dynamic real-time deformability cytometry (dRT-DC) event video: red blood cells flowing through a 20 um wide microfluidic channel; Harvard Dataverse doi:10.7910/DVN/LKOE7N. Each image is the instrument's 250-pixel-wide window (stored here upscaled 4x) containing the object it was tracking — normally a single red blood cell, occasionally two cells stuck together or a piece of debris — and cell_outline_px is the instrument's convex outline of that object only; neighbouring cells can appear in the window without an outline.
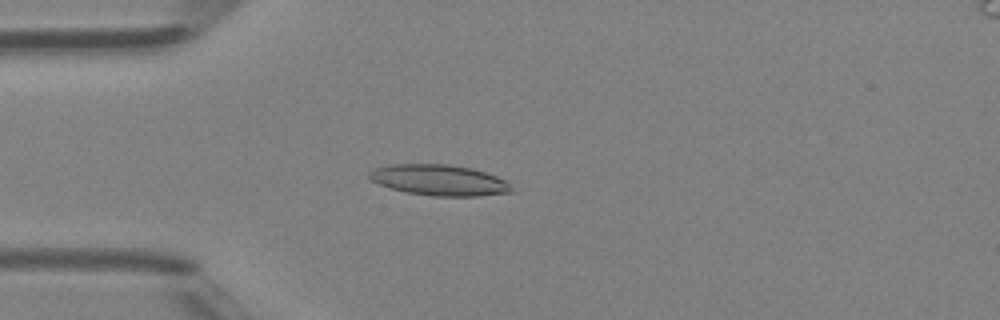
{"species": "Egyptian fruit bat (a non-hibernating species)", "species_latin": "Rousettus aegyptiacus", "temperature_condition": "room temperature", "stored_images_in_passage": 41, "camera_frame_rate_fps": 3000, "um_per_image_px": 0.085, "animal": {"sex": "female"}, "frame": {"image": 1, "passage_image": 6, "time_ms": 1.667, "image_size_px": [1000, 320], "cell_outline_px": [[512, 192], [480, 196], [432, 196], [404, 192], [368, 180], [368, 172], [376, 168], [388, 164], [448, 164], [472, 168], [496, 176], [504, 180], [508, 184]], "centroid_in_image_um": [37.28, 15.31], "position_along_channel_um": 47.7, "area_um2": 25.55}}
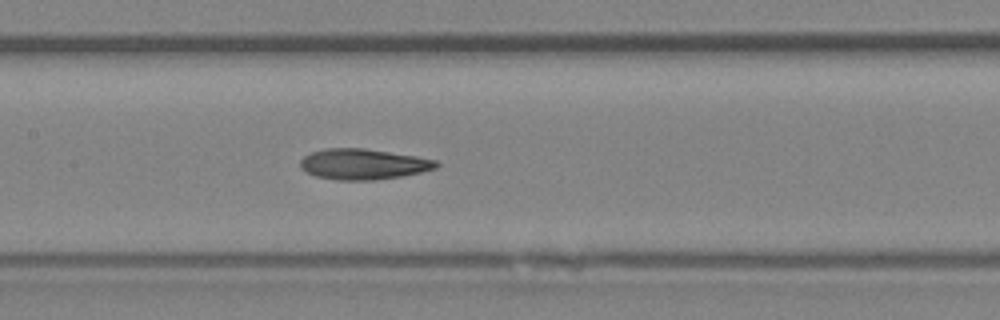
{"frame": {"image": 2, "passage_image": 16, "time_ms": 5.0, "image_size_px": [1000, 320], "cell_outline_px": [[440, 164], [436, 168], [420, 172], [400, 176], [376, 180], [336, 180], [316, 176], [300, 168], [300, 160], [304, 156], [312, 152], [328, 148], [364, 148], [416, 156], [436, 160]], "centroid_in_image_um": [30.87, 13.95], "position_along_channel_um": 176.5, "area_um2": 24.16}}
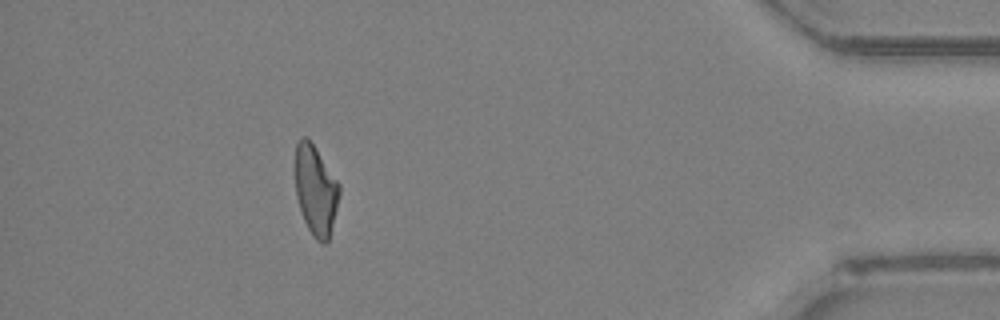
{"frame": {"image": 3, "passage_image": 36, "time_ms": 11.667, "image_size_px": [1000, 320], "cell_outline_px": [[340, 192], [328, 240], [324, 244], [320, 244], [316, 240], [308, 228], [304, 220], [296, 196], [292, 168], [296, 144], [300, 136], [304, 136], [316, 148], [340, 184]], "centroid_in_image_um": [26.77, 16.11], "position_along_channel_um": 408.4, "area_um2": 23.47}, "authors_computed_cell_mechanics": {"area_um2": 23.987, "velocity_mm_per_s": 4.3064, "shape_relaxation_time_tau1_ms": 10.5563, "shape_relaxation_time_tau2_ms": 4.4468, "deformation_change_tau1": 0.2553, "deformation_change_tau2": 0.1404}}